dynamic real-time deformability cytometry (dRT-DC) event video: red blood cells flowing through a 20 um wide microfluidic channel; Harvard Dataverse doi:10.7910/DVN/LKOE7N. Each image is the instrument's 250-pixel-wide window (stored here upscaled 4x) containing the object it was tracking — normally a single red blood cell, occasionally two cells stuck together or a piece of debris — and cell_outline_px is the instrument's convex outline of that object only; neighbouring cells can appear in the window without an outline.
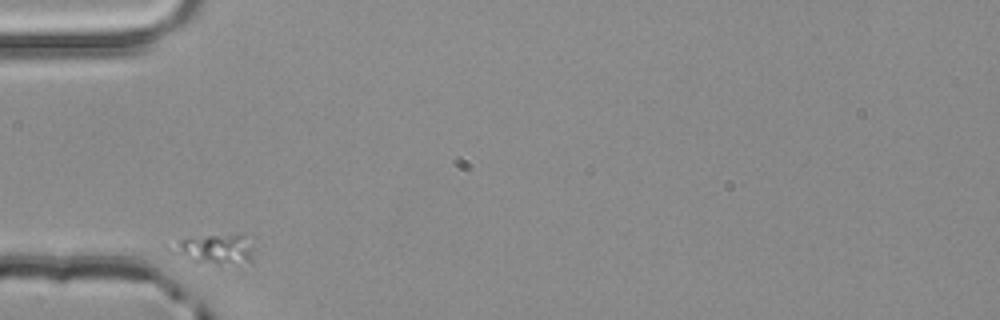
{"species": "common noctule bat (a hibernating species)", "species_latin": "Nyctalus noctula", "temperature_condition": "room temperature", "stored_images_in_passage": 6, "camera_frame_rate_fps": 3000, "um_per_image_px": 0.085, "animal": {"sex": "male", "body_mass_g": 20.4}, "frame": {"image": 1, "passage_image": 1, "time_ms": 0.0, "image_size_px": [1000, 320], "cell_outline_px": [[252, 264], [220, 268], [216, 268], [168, 252], [164, 244], [180, 240], [208, 236], [240, 232], [244, 232], [252, 248]], "centroid_in_image_um": [18.29, 21.25], "position_along_channel_um": 66.7, "area_um2": 15.78}}